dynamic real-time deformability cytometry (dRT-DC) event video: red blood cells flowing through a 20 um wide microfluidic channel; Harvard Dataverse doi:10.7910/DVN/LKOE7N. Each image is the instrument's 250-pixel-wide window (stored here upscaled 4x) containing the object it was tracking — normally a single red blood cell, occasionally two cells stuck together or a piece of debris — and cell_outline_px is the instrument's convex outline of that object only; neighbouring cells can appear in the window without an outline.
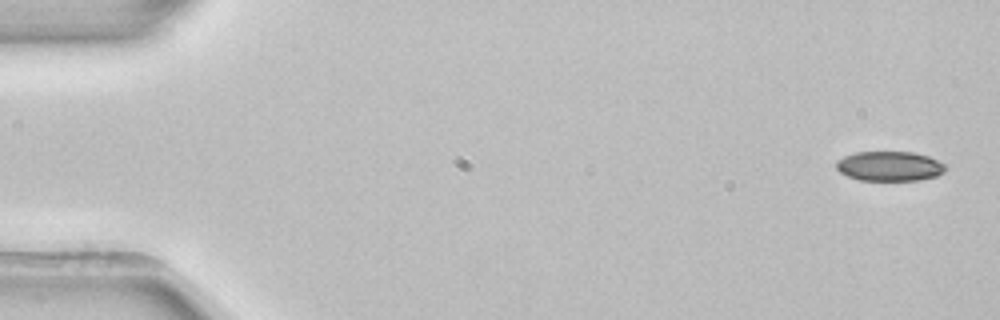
{"species": "common noctule bat (a hibernating species)", "species_latin": "Nyctalus noctula", "temperature_condition": "room temperature", "stored_images_in_passage": 6, "camera_frame_rate_fps": 3000, "um_per_image_px": 0.085, "animal": {"sex": "female", "body_mass_g": 22.7, "forearm_length_mm": 54.2}, "frame": {"image": 1, "passage_image": 1, "time_ms": 0.0, "image_size_px": [1000, 320], "cell_outline_px": [[948, 168], [944, 172], [936, 176], [920, 180], [860, 180], [848, 176], [840, 172], [836, 168], [836, 160], [844, 156], [856, 152], [912, 152], [928, 156], [944, 164]], "centroid_in_image_um": [75.61, 14.12], "position_along_channel_um": 9.4, "area_um2": 18.9}}
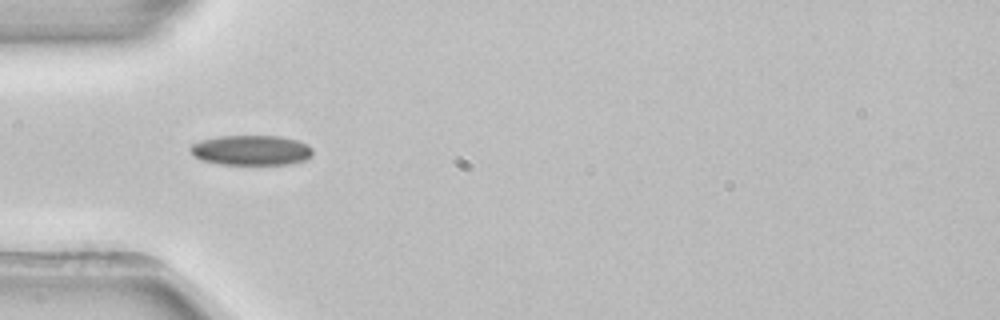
{"frame": {"image": 2, "passage_image": 4, "time_ms": 1.0, "image_size_px": [1000, 320], "cell_outline_px": [[312, 156], [308, 160], [288, 164], [220, 164], [204, 160], [196, 156], [188, 148], [192, 144], [200, 140], [220, 136], [280, 136], [300, 140], [308, 144], [312, 148]], "centroid_in_image_um": [21.42, 12.76], "position_along_channel_um": 63.6, "area_um2": 21.5}}